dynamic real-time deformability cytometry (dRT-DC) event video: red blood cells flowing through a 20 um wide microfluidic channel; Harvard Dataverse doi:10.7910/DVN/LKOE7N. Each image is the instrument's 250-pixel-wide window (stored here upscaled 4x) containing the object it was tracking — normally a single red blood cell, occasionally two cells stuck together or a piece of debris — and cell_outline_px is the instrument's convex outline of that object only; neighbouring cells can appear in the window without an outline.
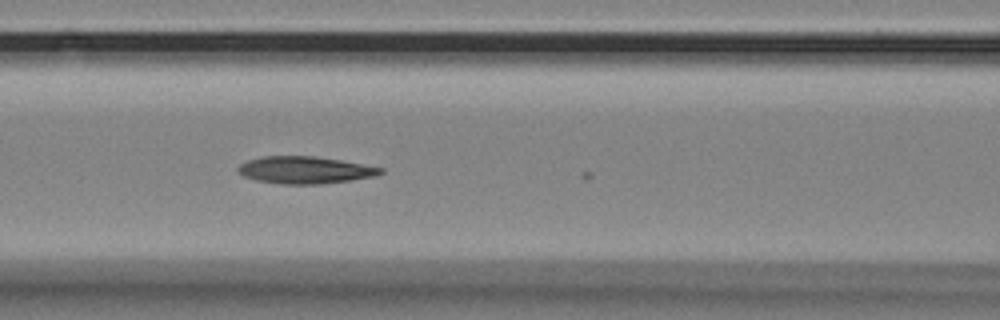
{"species": "Egyptian fruit bat (a non-hibernating species)", "species_latin": "Rousettus aegyptiacus", "temperature_condition": "room temperature", "stored_images_in_passage": 10, "camera_frame_rate_fps": 3000, "um_per_image_px": 0.085, "animal": {"sex": "female"}, "frame": {"image": 1, "passage_image": 4, "time_ms": 1.0, "image_size_px": [1000, 320], "cell_outline_px": [[384, 172], [376, 176], [352, 180], [320, 184], [280, 184], [256, 180], [244, 176], [236, 168], [240, 164], [248, 160], [260, 156], [312, 156], [340, 160], [384, 168]], "centroid_in_image_um": [25.93, 14.45], "position_along_channel_um": 140.7, "area_um2": 22.54}}
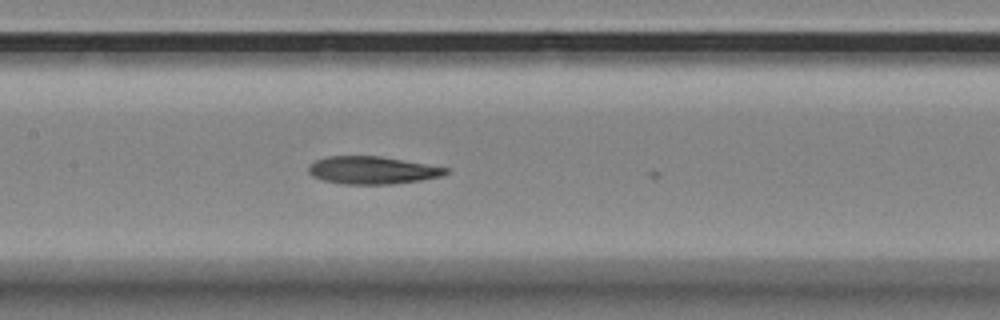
{"frame": {"image": 2, "passage_image": 7, "time_ms": 2.0, "image_size_px": [1000, 320], "cell_outline_px": [[448, 172], [440, 176], [420, 180], [392, 184], [344, 184], [324, 180], [312, 176], [308, 172], [308, 168], [316, 160], [328, 156], [380, 156], [448, 168]], "centroid_in_image_um": [31.62, 14.47], "position_along_channel_um": 175.8, "area_um2": 21.79}}